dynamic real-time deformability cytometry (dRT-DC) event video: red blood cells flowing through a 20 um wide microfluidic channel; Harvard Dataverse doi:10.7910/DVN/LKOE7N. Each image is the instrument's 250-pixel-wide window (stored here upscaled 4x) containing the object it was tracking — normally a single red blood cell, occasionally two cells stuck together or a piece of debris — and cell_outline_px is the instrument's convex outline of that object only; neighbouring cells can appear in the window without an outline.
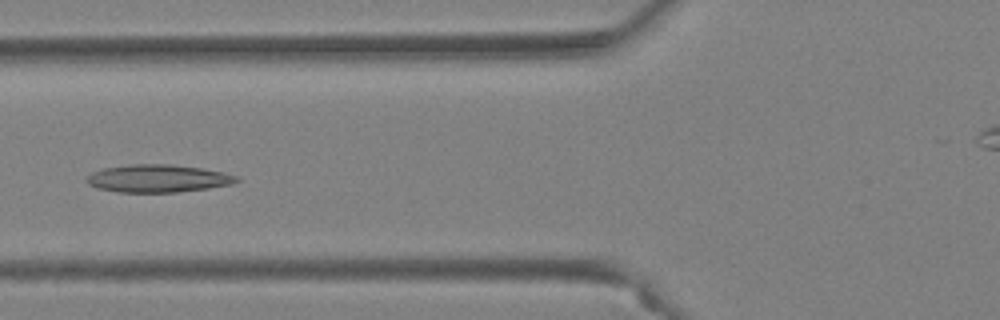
{"species": "Egyptian fruit bat (a non-hibernating species)", "species_latin": "Rousettus aegyptiacus", "temperature_condition": "warm", "stored_images_in_passage": 50, "camera_frame_rate_fps": 3000, "um_per_image_px": 0.085, "animal": {"sex": "female"}, "frame": {"image": 1, "passage_image": 20, "time_ms": 6.333, "image_size_px": [1000, 320], "cell_outline_px": [[240, 180], [232, 184], [208, 188], [176, 192], [120, 192], [96, 188], [88, 184], [84, 180], [92, 172], [104, 168], [132, 164], [168, 164], [200, 168], [224, 172], [236, 176]], "centroid_in_image_um": [13.4, 15.17], "position_along_channel_um": 112.4, "area_um2": 24.1}}
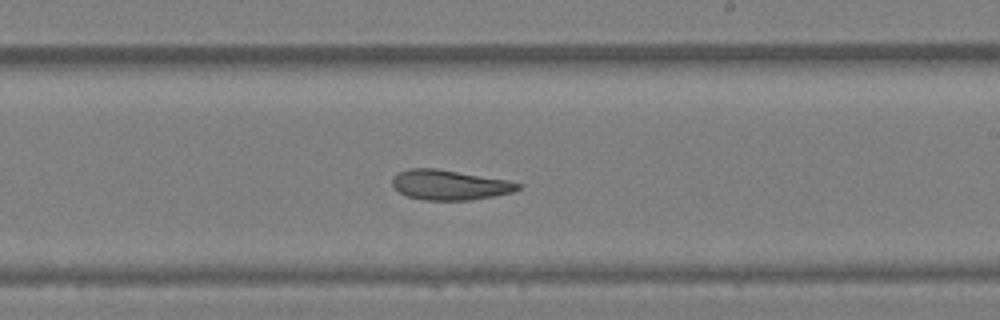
{"frame": {"image": 2, "passage_image": 30, "time_ms": 9.667, "image_size_px": [1000, 320], "cell_outline_px": [[524, 184], [520, 188], [512, 192], [492, 196], [468, 200], [424, 200], [408, 196], [400, 192], [392, 184], [392, 176], [396, 172], [408, 168], [436, 168], [508, 180]], "centroid_in_image_um": [38.2, 15.7], "position_along_channel_um": 250.8, "area_um2": 21.96}}
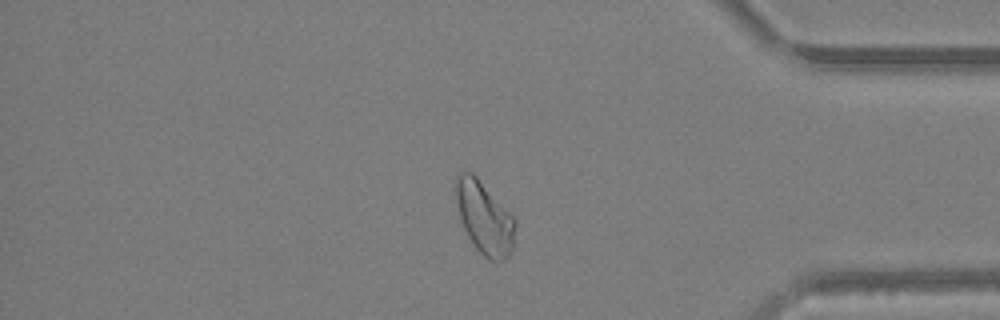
{"frame": {"image": 3, "passage_image": 42, "time_ms": 13.667, "image_size_px": [1000, 320], "cell_outline_px": [[516, 224], [512, 252], [504, 260], [496, 264], [488, 260], [476, 248], [468, 236], [464, 228], [460, 216], [456, 200], [456, 172], [472, 172], [476, 176], [516, 220]], "centroid_in_image_um": [41.19, 18.56], "position_along_channel_um": 394.0, "area_um2": 24.97}}